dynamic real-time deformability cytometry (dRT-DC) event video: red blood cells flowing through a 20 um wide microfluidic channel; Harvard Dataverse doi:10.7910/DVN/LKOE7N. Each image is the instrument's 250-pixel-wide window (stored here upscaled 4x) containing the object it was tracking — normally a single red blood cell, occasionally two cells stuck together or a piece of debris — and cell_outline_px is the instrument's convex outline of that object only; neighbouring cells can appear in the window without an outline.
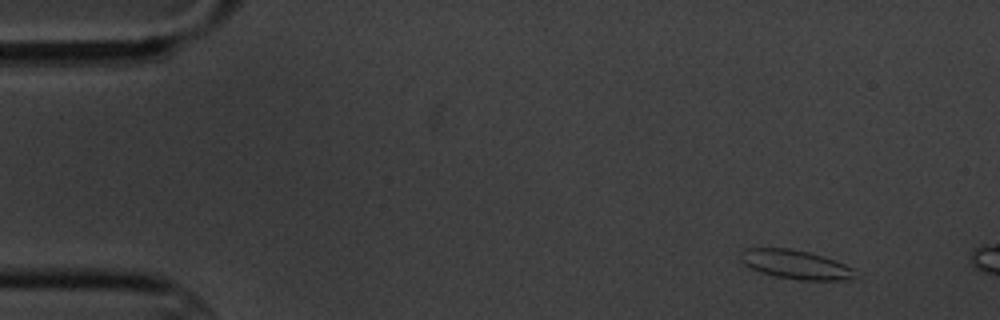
{"species": "common noctule bat (a hibernating species)", "species_latin": "Nyctalus noctula", "temperature_condition": "cold", "stored_images_in_passage": 4, "camera_frame_rate_fps": 3000, "um_per_image_px": 0.085, "animal": {"sex": "male", "body_mass_g": 20.1, "forearm_length_mm": 53.5}, "frame": {"image": 1, "passage_image": 2, "time_ms": 1.0, "image_size_px": [1000, 320], "cell_outline_px": [[852, 276], [844, 280], [800, 280], [776, 276], [760, 272], [744, 264], [740, 260], [740, 252], [744, 248], [788, 248], [808, 252], [824, 256], [844, 264], [852, 268]], "centroid_in_image_um": [67.54, 22.46], "position_along_channel_um": 17.5, "area_um2": 19.02}}